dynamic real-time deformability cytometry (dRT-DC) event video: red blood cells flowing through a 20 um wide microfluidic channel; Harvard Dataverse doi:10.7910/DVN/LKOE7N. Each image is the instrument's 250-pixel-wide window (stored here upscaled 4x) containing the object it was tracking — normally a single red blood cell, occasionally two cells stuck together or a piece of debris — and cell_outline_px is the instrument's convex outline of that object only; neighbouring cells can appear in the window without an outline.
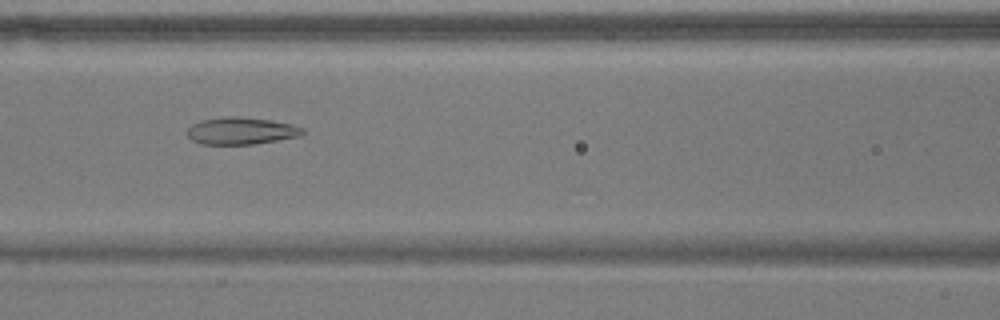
{"species": "common noctule bat (a hibernating species)", "species_latin": "Nyctalus noctula", "temperature_condition": "warm", "stored_images_in_passage": 40, "camera_frame_rate_fps": 3000, "um_per_image_px": 0.085, "animal": {"sex": "male", "body_mass_g": 17.9}, "frame": {"image": 1, "passage_image": 9, "time_ms": 2.667, "image_size_px": [1000, 320], "cell_outline_px": [[304, 132], [300, 136], [256, 144], [200, 144], [192, 140], [188, 136], [188, 128], [192, 124], [200, 120], [224, 116], [236, 116], [272, 120], [292, 124], [304, 128]], "centroid_in_image_um": [20.5, 11.12], "position_along_channel_um": 146.1, "area_um2": 18.38}}
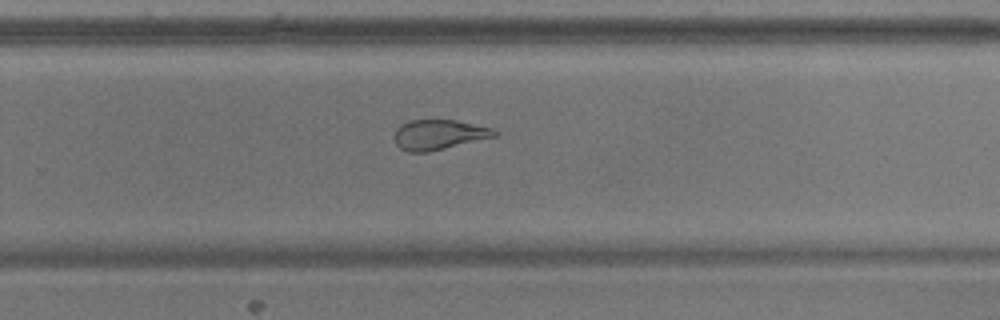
{"frame": {"image": 2, "passage_image": 21, "time_ms": 6.667, "image_size_px": [1000, 320], "cell_outline_px": [[496, 136], [428, 152], [408, 152], [400, 148], [396, 144], [392, 136], [396, 128], [400, 124], [408, 120], [456, 120], [492, 128], [496, 132]], "centroid_in_image_um": [37.22, 11.44], "position_along_channel_um": 292.6, "area_um2": 17.51}}
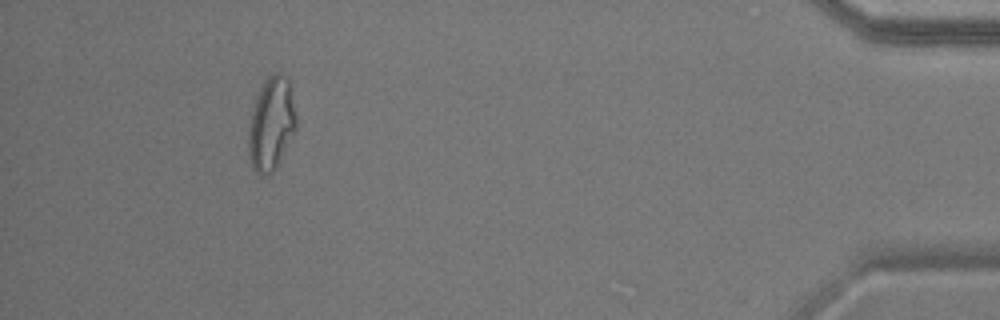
{"frame": {"image": 3, "passage_image": 36, "time_ms": 11.667, "image_size_px": [1000, 320], "cell_outline_px": [[296, 128], [280, 160], [272, 172], [268, 176], [264, 176], [256, 172], [252, 168], [248, 152], [248, 132], [252, 108], [260, 88], [268, 76], [272, 72], [280, 72], [288, 80], [296, 116]], "centroid_in_image_um": [23.04, 10.54], "position_along_channel_um": 412.2, "area_um2": 25.72}, "authors_computed_cell_mechanics": {"area_um2": 19.6231, "velocity_mm_per_s": 3.6736, "shape_relaxation_time_tau1_ms": null, "shape_relaxation_time_tau2_ms": 2.4473, "deformation_change_tau1": null, "deformation_change_tau2": 0.0943}}